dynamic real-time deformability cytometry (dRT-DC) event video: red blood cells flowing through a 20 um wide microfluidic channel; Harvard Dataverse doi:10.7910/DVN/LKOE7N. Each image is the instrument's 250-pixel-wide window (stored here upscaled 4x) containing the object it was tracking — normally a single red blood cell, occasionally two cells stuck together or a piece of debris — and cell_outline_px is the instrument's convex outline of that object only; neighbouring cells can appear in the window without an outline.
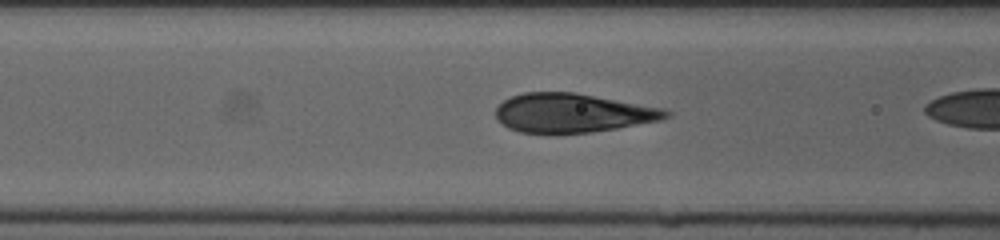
{"species": "human", "species_latin": "Homo sapiens", "temperature_condition": "cold", "stored_images_in_passage": 17, "camera_frame_rate_fps": 3000, "um_per_image_px": 0.085, "donor": {"sex": "female"}, "frame": {"image": 1, "passage_image": 15, "time_ms": 4.667, "image_size_px": [1000, 240], "cell_outline_px": [[672, 116], [660, 120], [616, 128], [592, 132], [520, 132], [508, 128], [496, 116], [496, 108], [504, 100], [512, 96], [524, 92], [576, 92], [664, 108], [672, 112]], "centroid_in_image_um": [48.71, 9.58], "position_along_channel_um": 117.9, "area_um2": 38.38}}